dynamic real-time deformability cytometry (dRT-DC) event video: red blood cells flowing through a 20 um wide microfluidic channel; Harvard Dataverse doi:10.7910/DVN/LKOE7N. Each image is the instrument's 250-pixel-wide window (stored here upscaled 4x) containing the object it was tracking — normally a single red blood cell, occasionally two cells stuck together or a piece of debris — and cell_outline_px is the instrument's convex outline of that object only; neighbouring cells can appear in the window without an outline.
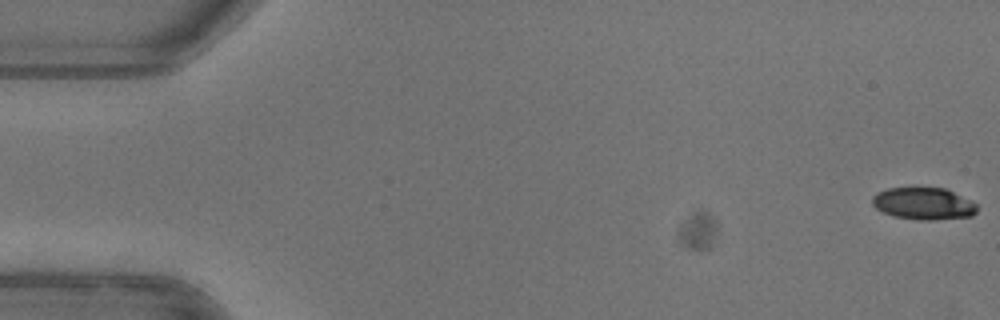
{"species": "common noctule bat (a hibernating species)", "species_latin": "Nyctalus noctula", "temperature_condition": "warm", "stored_images_in_passage": 9, "camera_frame_rate_fps": 3000, "um_per_image_px": 0.085, "animal": {"sex": "female"}, "frame": {"image": 1, "passage_image": 1, "time_ms": 0.0, "image_size_px": [1000, 320], "cell_outline_px": [[976, 212], [972, 216], [932, 220], [916, 220], [892, 216], [876, 208], [872, 204], [872, 196], [888, 188], [944, 188], [976, 204]], "centroid_in_image_um": [78.47, 17.32], "position_along_channel_um": 6.5, "area_um2": 19.31}}